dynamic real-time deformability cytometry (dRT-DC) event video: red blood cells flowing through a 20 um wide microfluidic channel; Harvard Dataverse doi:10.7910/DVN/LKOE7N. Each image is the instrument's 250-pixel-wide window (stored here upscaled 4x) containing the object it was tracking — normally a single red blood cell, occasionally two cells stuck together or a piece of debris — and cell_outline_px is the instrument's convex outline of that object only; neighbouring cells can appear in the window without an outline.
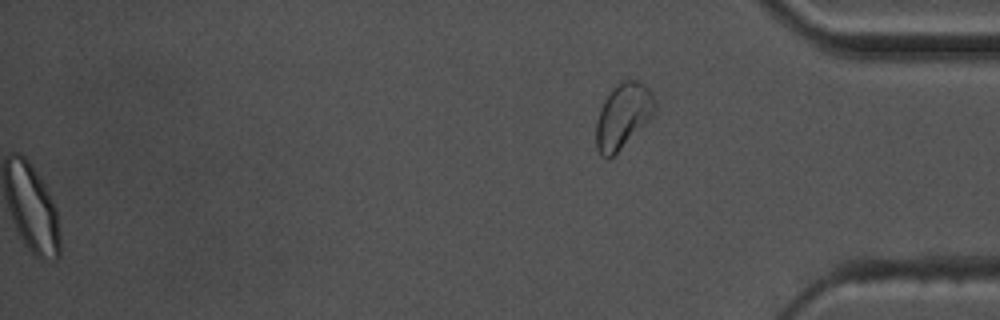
{"species": "common noctule bat (a hibernating species)", "species_latin": "Nyctalus noctula", "temperature_condition": "warm", "stored_images_in_passage": 58, "camera_frame_rate_fps": 3000, "um_per_image_px": 0.085, "animal": {"sex": "male", "body_mass_g": 17.5, "forearm_length_mm": 52.3}, "frame": {"image": 1, "passage_image": 58, "time_ms": 19.0, "image_size_px": [1000, 320], "cell_outline_px": [[656, 112], [608, 160], [596, 148], [596, 120], [600, 108], [604, 100], [612, 88], [624, 80], [640, 80], [652, 92], [656, 100]], "centroid_in_image_um": [52.96, 9.8], "position_along_channel_um": 382.2, "area_um2": 22.02}, "authors_computed_cell_mechanics": {"area_um2": 20.23, "velocity_mm_per_s": 3.56, "shape_relaxation_time_tau1_ms": 2.8373, "shape_relaxation_time_tau2_ms": 1.4392, "deformation_change_tau1": 0.1193, "deformation_change_tau2": 0.0597}}